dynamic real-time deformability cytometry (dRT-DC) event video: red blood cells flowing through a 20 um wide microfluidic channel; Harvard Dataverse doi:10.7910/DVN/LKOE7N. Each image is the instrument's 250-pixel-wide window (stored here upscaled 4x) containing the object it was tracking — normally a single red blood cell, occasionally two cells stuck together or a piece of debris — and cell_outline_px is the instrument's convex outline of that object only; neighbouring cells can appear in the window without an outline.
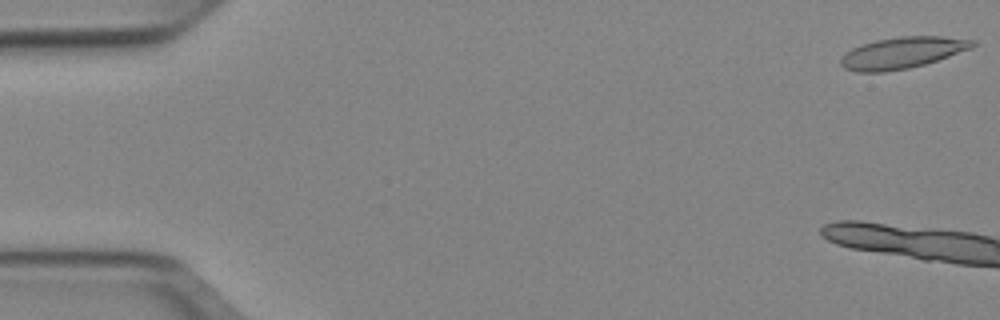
{"species": "Egyptian fruit bat (a non-hibernating species)", "species_latin": "Rousettus aegyptiacus", "temperature_condition": "cold", "stored_images_in_passage": 7, "camera_frame_rate_fps": 3000, "um_per_image_px": 0.085, "animal": {"sex": "female"}, "frame": {"image": 1, "passage_image": 1, "time_ms": 0.0, "image_size_px": [1000, 320], "cell_outline_px": [[976, 44], [972, 48], [924, 64], [908, 68], [884, 72], [856, 72], [844, 68], [840, 64], [840, 60], [852, 48], [860, 44], [876, 40], [900, 36], [944, 36], [976, 40]], "centroid_in_image_um": [76.7, 4.48], "position_along_channel_um": 8.3, "area_um2": 24.04}}